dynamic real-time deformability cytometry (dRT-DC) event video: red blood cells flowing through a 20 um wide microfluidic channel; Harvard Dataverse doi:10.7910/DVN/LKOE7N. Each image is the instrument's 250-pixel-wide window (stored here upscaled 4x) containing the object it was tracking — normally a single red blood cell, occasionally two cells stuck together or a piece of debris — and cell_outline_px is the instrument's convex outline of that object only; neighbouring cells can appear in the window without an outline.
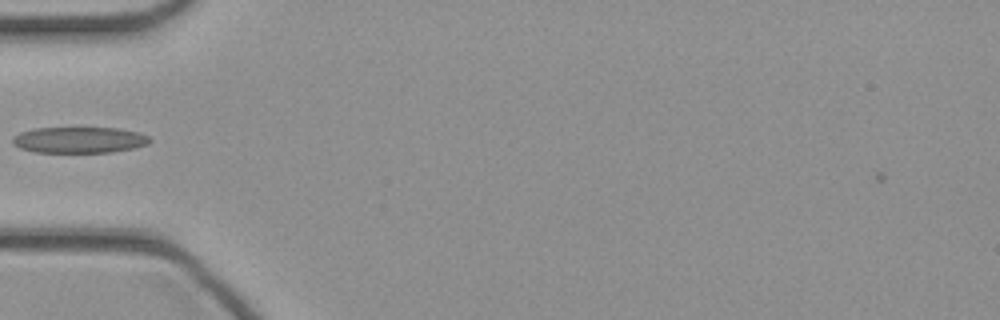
{"species": "common noctule bat (a hibernating species)", "species_latin": "Nyctalus noctula", "temperature_condition": "cold", "stored_images_in_passage": 28, "camera_frame_rate_fps": 3000, "um_per_image_px": 0.085, "animal": {"sex": "female", "body_mass_g": 21.9}, "frame": {"image": 1, "passage_image": 1, "time_ms": 0.0, "image_size_px": [1000, 320], "cell_outline_px": [[152, 140], [148, 144], [132, 148], [112, 152], [36, 152], [20, 148], [12, 144], [12, 136], [20, 132], [36, 128], [120, 128], [136, 132], [148, 136]], "centroid_in_image_um": [6.71, 11.89], "position_along_channel_um": 78.3, "area_um2": 20.81}}
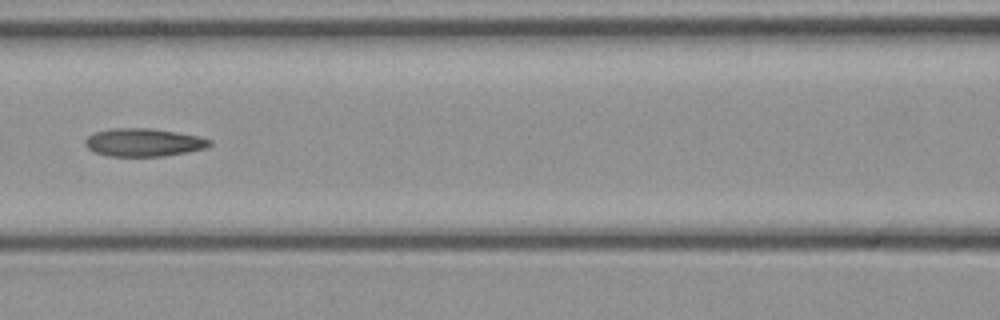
{"frame": {"image": 2, "passage_image": 6, "time_ms": 1.667, "image_size_px": [1000, 320], "cell_outline_px": [[212, 144], [204, 148], [188, 152], [164, 156], [108, 156], [96, 152], [88, 148], [84, 144], [84, 140], [92, 132], [112, 128], [152, 128], [176, 132], [196, 136], [212, 140]], "centroid_in_image_um": [12.17, 12.1], "position_along_channel_um": 154.4, "area_um2": 20.35}}
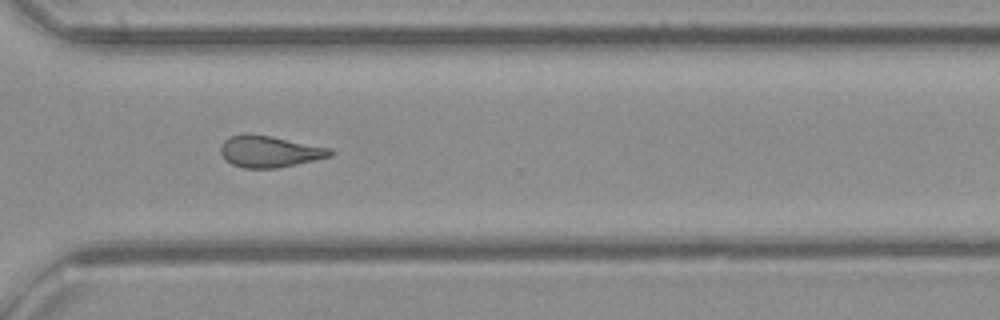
{"frame": {"image": 3, "passage_image": 19, "time_ms": 6.0, "image_size_px": [1000, 320], "cell_outline_px": [[336, 152], [332, 156], [296, 164], [276, 168], [244, 168], [232, 164], [220, 152], [220, 148], [224, 140], [232, 136], [244, 132], [248, 132], [272, 136], [332, 148]], "centroid_in_image_um": [22.94, 12.85], "position_along_channel_um": 347.7, "area_um2": 20.29}}